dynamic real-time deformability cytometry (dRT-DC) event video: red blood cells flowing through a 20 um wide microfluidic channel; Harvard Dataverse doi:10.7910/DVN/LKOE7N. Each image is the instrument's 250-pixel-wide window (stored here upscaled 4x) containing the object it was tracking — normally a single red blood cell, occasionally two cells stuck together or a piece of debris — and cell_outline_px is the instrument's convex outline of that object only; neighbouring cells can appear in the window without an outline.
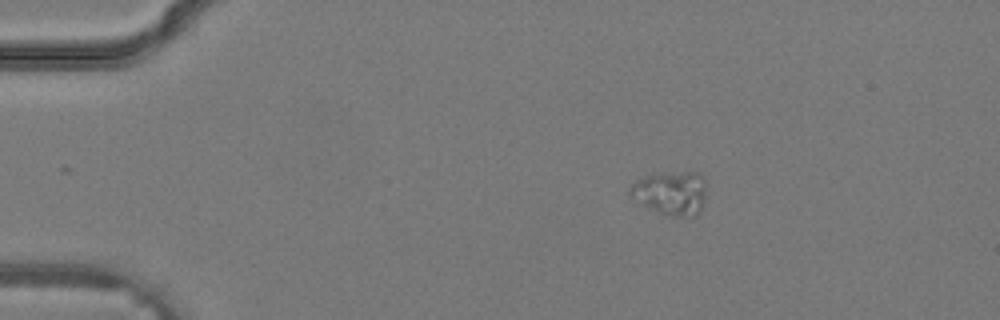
{"species": "common noctule bat (a hibernating species)", "species_latin": "Nyctalus noctula", "temperature_condition": "warm", "stored_images_in_passage": 30, "camera_frame_rate_fps": 3000, "um_per_image_px": 0.085, "animal": {"sex": "male", "body_mass_g": 19.2, "forearm_length_mm": 51.8}, "frame": {"image": 1, "passage_image": 1, "time_ms": 0.0, "image_size_px": [1000, 320], "cell_outline_px": [[708, 188], [704, 200], [696, 216], [672, 216], [660, 212], [644, 204], [632, 196], [628, 192], [632, 184], [636, 180], [644, 176], [684, 172], [696, 172], [708, 184]], "centroid_in_image_um": [57.09, 16.39], "position_along_channel_um": 27.9, "area_um2": 19.02}}
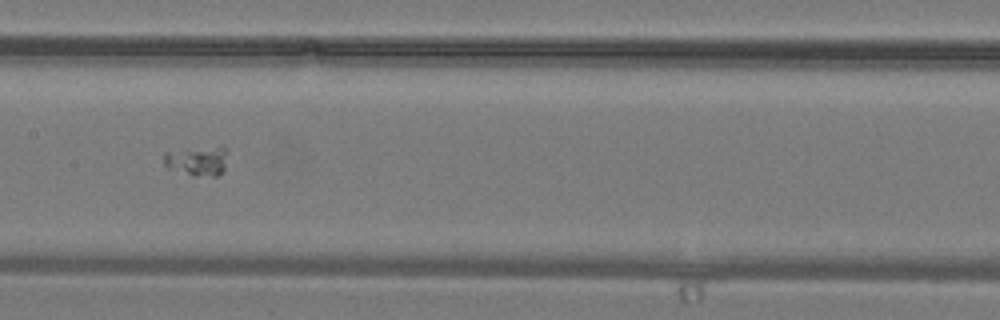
{"frame": {"image": 2, "passage_image": 13, "time_ms": 4.0, "image_size_px": [1000, 320], "cell_outline_px": [[228, 148], [224, 168], [220, 176], [192, 176], [168, 168], [164, 164], [164, 152], [216, 148]], "centroid_in_image_um": [16.78, 13.74], "position_along_channel_um": 190.6, "area_um2": 10.58}}
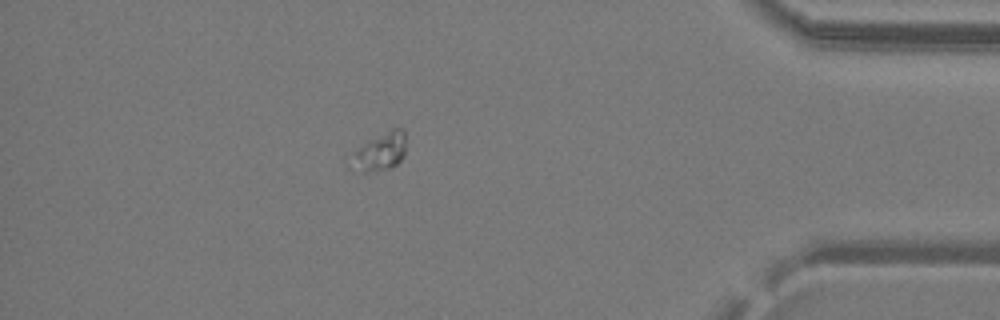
{"frame": {"image": 3, "passage_image": 26, "time_ms": 8.333, "image_size_px": [1000, 320], "cell_outline_px": [[404, 156], [392, 168], [364, 172], [348, 168], [344, 160], [344, 156], [364, 144], [392, 128], [404, 128]], "centroid_in_image_um": [32.15, 12.95], "position_along_channel_um": 403.0, "area_um2": 12.54}}